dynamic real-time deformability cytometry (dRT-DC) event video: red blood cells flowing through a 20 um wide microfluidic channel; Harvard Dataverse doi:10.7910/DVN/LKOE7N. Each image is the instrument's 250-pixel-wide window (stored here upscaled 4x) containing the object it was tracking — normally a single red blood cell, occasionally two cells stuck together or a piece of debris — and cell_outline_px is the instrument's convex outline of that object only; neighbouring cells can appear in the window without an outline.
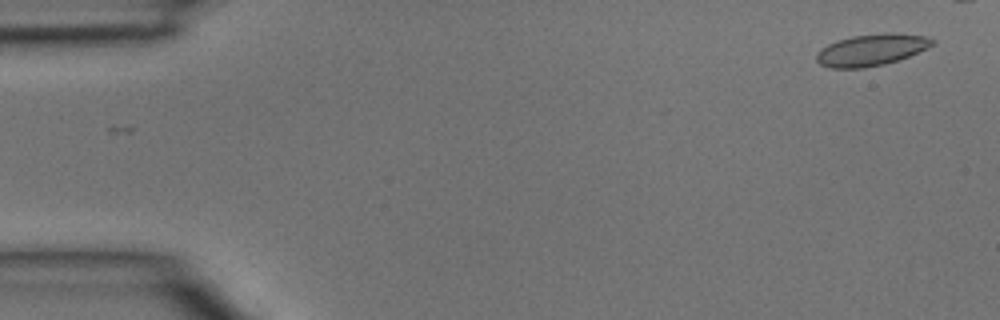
{"species": "common noctule bat (a hibernating species)", "species_latin": "Nyctalus noctula", "temperature_condition": "room temperature", "stored_images_in_passage": 2, "camera_frame_rate_fps": 3000, "um_per_image_px": 0.085, "animal": {"sex": "male", "body_mass_g": 15.6}, "frame": {"image": 1, "passage_image": 2, "time_ms": 0.333, "image_size_px": [1000, 320], "cell_outline_px": [[936, 44], [908, 56], [884, 64], [864, 68], [828, 68], [820, 64], [816, 60], [816, 52], [820, 48], [836, 40], [852, 36], [888, 32], [892, 32], [924, 36], [936, 40]], "centroid_in_image_um": [74.04, 4.23], "position_along_channel_um": 11.0, "area_um2": 21.5}}